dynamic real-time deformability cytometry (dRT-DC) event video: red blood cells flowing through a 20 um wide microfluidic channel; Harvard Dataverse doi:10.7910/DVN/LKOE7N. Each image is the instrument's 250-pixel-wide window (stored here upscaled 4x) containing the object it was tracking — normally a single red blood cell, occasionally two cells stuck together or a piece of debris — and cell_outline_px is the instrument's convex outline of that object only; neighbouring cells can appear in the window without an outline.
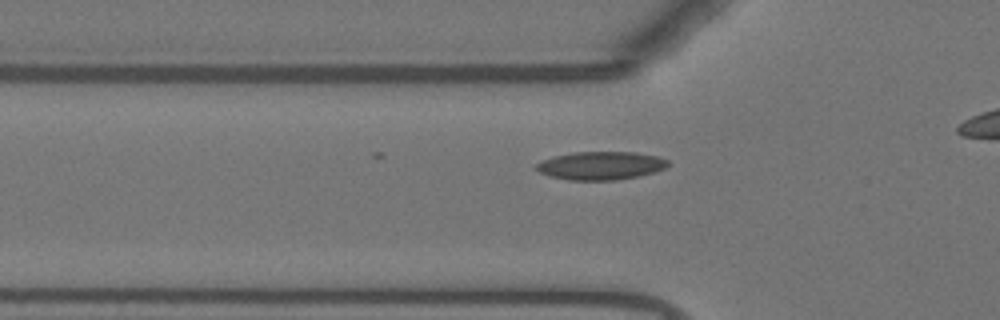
{"species": "Egyptian fruit bat (a non-hibernating species)", "species_latin": "Rousettus aegyptiacus", "temperature_condition": "warm", "stored_images_in_passage": 32, "camera_frame_rate_fps": 3000, "um_per_image_px": 0.085, "animal": {"sex": "female"}, "frame": {"image": 1, "passage_image": 5, "time_ms": 1.333, "image_size_px": [1000, 320], "cell_outline_px": [[668, 164], [664, 168], [652, 172], [636, 176], [616, 180], [568, 180], [548, 176], [532, 168], [536, 164], [552, 156], [572, 152], [636, 152], [656, 156], [668, 160]], "centroid_in_image_um": [50.99, 14.07], "position_along_channel_um": 74.8, "area_um2": 21.62}}
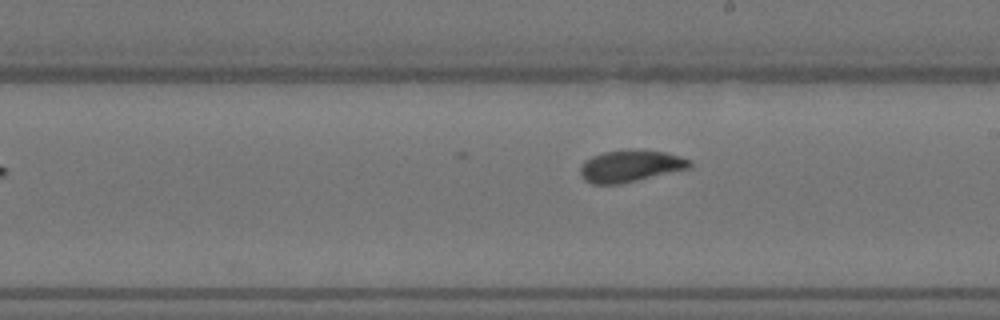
{"frame": {"image": 2, "passage_image": 18, "time_ms": 5.667, "image_size_px": [1000, 320], "cell_outline_px": [[692, 164], [688, 168], [620, 184], [592, 184], [584, 180], [580, 176], [580, 168], [584, 160], [592, 156], [604, 152], [628, 148], [664, 152], [688, 160]], "centroid_in_image_um": [53.49, 14.1], "position_along_channel_um": 235.5, "area_um2": 20.17}}
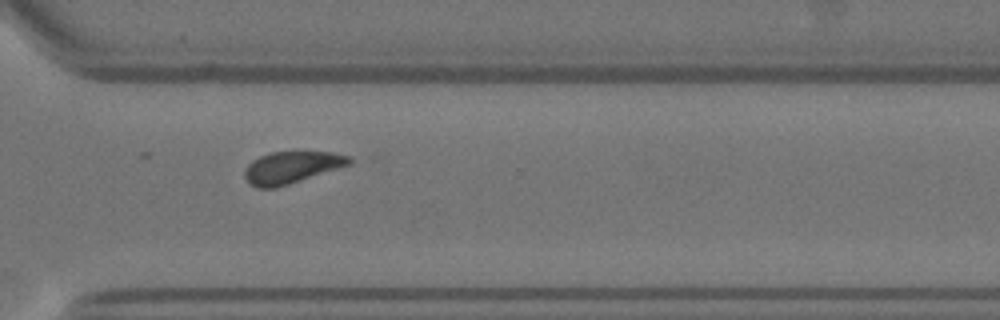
{"frame": {"image": 3, "passage_image": 27, "time_ms": 8.667, "image_size_px": [1000, 320], "cell_outline_px": [[352, 164], [276, 188], [256, 188], [248, 184], [244, 176], [244, 172], [248, 164], [252, 160], [260, 156], [272, 152], [332, 152], [352, 156]], "centroid_in_image_um": [24.78, 14.23], "position_along_channel_um": 345.8, "area_um2": 19.59}}